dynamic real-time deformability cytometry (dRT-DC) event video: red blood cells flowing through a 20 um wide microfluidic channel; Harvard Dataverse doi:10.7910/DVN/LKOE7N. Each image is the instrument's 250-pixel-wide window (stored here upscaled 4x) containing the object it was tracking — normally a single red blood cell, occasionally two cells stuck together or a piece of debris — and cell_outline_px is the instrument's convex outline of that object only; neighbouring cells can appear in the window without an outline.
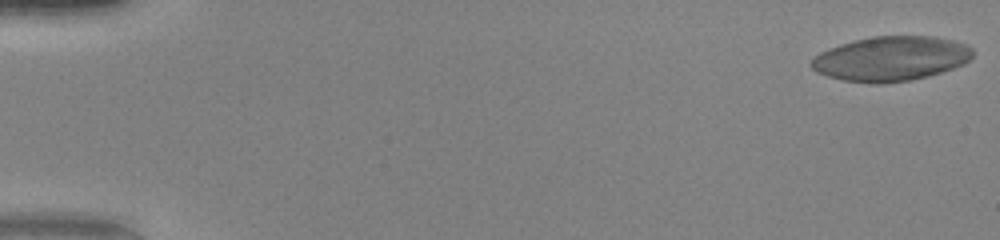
{"species": "human", "species_latin": "Homo sapiens", "temperature_condition": "warm", "stored_images_in_passage": 52, "camera_frame_rate_fps": 3000, "um_per_image_px": 0.085, "donor": {"sex": "female"}, "frame": {"image": 1, "passage_image": 1, "time_ms": 0.0, "image_size_px": [1000, 240], "cell_outline_px": [[972, 56], [964, 64], [928, 76], [912, 80], [880, 84], [872, 84], [844, 80], [828, 76], [816, 72], [808, 64], [820, 52], [828, 48], [852, 40], [876, 36], [932, 36], [952, 40], [968, 44], [972, 48]], "centroid_in_image_um": [75.71, 4.99], "position_along_channel_um": 9.3, "area_um2": 42.08}}
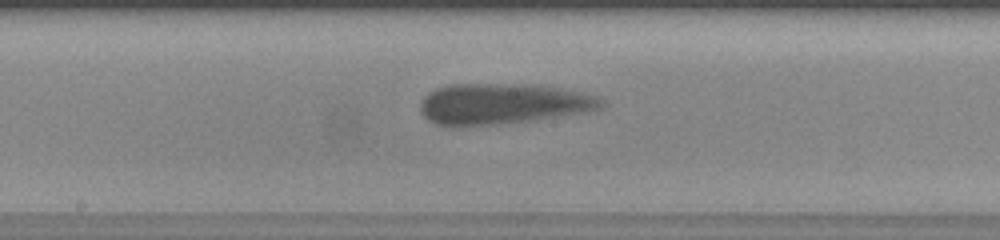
{"frame": {"image": 2, "passage_image": 29, "time_ms": 9.333, "image_size_px": [1000, 240], "cell_outline_px": [[604, 108], [584, 112], [532, 120], [460, 128], [448, 128], [436, 124], [428, 120], [420, 112], [420, 100], [428, 92], [436, 88], [448, 84], [540, 84], [584, 92], [596, 96], [604, 100]], "centroid_in_image_um": [42.68, 8.83], "position_along_channel_um": 205.5, "area_um2": 43.93}}
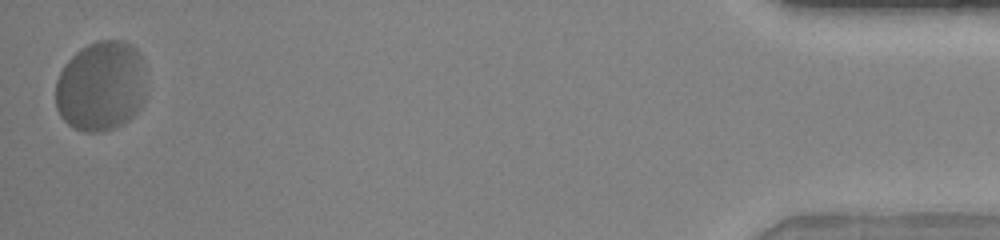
{"frame": {"image": 3, "passage_image": 52, "time_ms": 17.0, "image_size_px": [1000, 240], "cell_outline_px": [[144, 100], [140, 108], [124, 124], [104, 132], [84, 132], [72, 128], [60, 116], [56, 108], [56, 80], [64, 64], [76, 52], [88, 44], [96, 40], [124, 40], [132, 44], [140, 52], [144, 60]], "centroid_in_image_um": [8.59, 7.32], "position_along_channel_um": 426.6, "area_um2": 48.38}}